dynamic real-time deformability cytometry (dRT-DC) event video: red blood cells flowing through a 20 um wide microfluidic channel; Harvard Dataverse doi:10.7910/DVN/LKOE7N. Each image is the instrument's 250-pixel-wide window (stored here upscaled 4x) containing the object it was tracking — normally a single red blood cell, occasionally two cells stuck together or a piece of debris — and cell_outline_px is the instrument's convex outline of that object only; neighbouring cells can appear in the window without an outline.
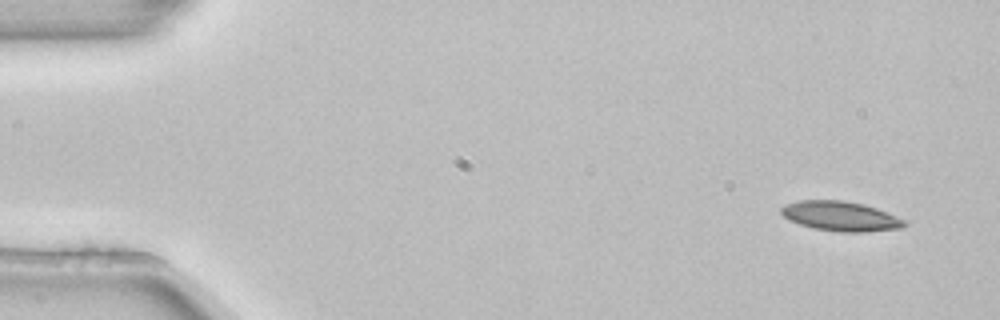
{"species": "common noctule bat (a hibernating species)", "species_latin": "Nyctalus noctula", "temperature_condition": "room temperature", "stored_images_in_passage": 4, "camera_frame_rate_fps": 3000, "um_per_image_px": 0.085, "animal": {"sex": "female", "body_mass_g": 22.7, "forearm_length_mm": 54.2}, "frame": {"image": 1, "passage_image": 1, "time_ms": 0.0, "image_size_px": [1000, 320], "cell_outline_px": [[908, 224], [900, 228], [868, 232], [840, 232], [812, 228], [788, 220], [780, 212], [780, 208], [784, 204], [800, 200], [840, 200], [864, 204], [876, 208], [908, 220]], "centroid_in_image_um": [71.46, 18.38], "position_along_channel_um": 13.5, "area_um2": 21.56}}
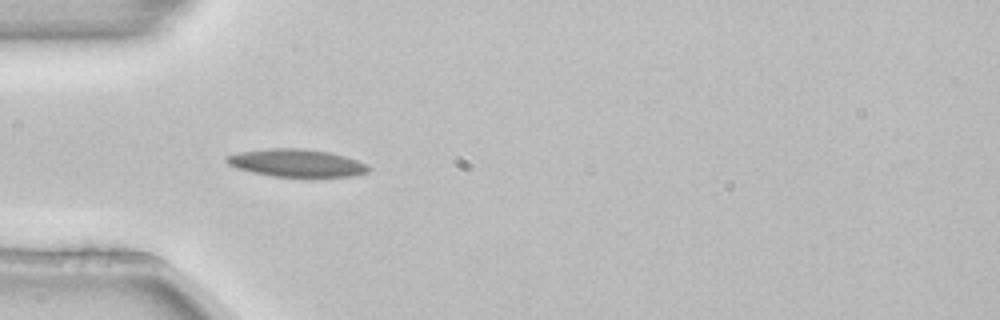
{"frame": {"image": 2, "passage_image": 4, "time_ms": 1.0, "image_size_px": [1000, 320], "cell_outline_px": [[368, 172], [352, 176], [272, 176], [252, 172], [236, 168], [228, 164], [224, 160], [224, 156], [236, 152], [268, 148], [304, 148], [328, 152], [344, 156], [368, 164]], "centroid_in_image_um": [25.13, 13.84], "position_along_channel_um": 59.9, "area_um2": 22.83}}